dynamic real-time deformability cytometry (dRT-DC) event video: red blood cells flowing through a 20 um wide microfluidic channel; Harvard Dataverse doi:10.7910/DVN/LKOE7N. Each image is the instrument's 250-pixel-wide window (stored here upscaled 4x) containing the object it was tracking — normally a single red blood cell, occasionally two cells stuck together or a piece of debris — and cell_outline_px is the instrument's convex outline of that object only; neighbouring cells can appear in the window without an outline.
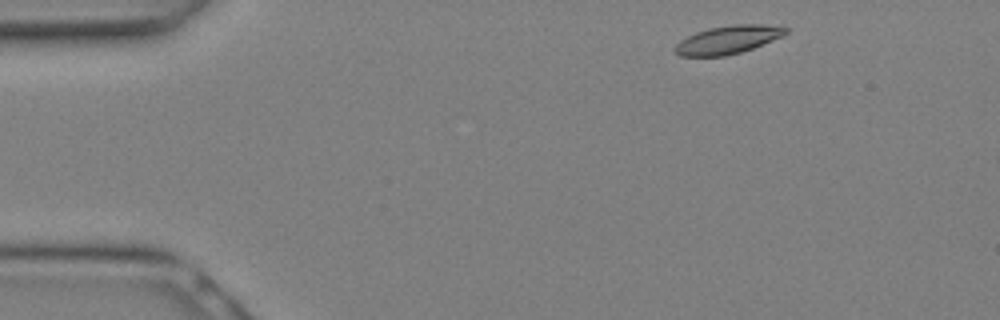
{"species": "Egyptian fruit bat (a non-hibernating species)", "species_latin": "Rousettus aegyptiacus", "temperature_condition": "warm", "stored_images_in_passage": 4, "camera_frame_rate_fps": 3000, "um_per_image_px": 0.085, "animal": {"sex": "female"}, "frame": {"image": 1, "passage_image": 1, "time_ms": 0.0, "image_size_px": [1000, 320], "cell_outline_px": [[788, 32], [772, 40], [752, 48], [740, 52], [724, 56], [680, 56], [676, 52], [676, 44], [680, 40], [696, 32], [708, 28], [732, 24], [784, 24], [788, 28]], "centroid_in_image_um": [61.93, 3.35], "position_along_channel_um": 23.1, "area_um2": 18.21}}